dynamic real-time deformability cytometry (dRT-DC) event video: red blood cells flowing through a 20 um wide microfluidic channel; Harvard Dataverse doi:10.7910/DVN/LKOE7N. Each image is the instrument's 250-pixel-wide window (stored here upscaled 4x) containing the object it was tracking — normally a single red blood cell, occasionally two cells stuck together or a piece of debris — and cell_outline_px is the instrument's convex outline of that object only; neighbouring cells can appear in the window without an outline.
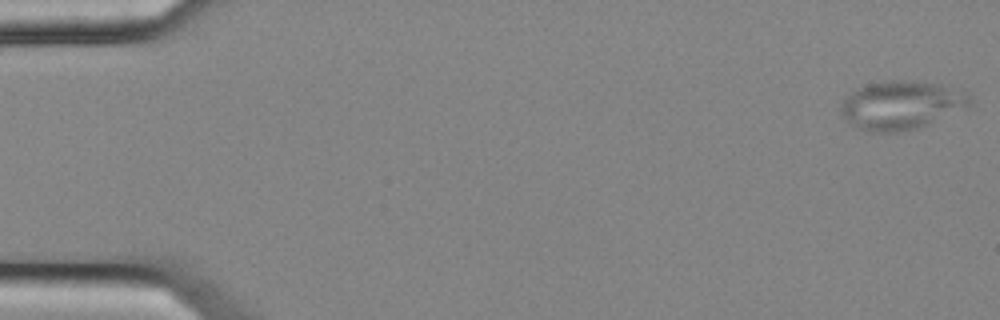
{"species": "common noctule bat (a hibernating species)", "species_latin": "Nyctalus noctula", "temperature_condition": "cold", "stored_images_in_passage": 55, "camera_frame_rate_fps": 3000, "um_per_image_px": 0.085, "animal": {"sex": "female", "body_mass_g": 25.1}, "frame": {"image": 1, "passage_image": 1, "time_ms": 0.0, "image_size_px": [1000, 320], "cell_outline_px": [[972, 104], [920, 128], [900, 132], [868, 132], [856, 128], [844, 116], [840, 108], [844, 100], [852, 92], [868, 84], [884, 80], [912, 80], [940, 84], [968, 92], [972, 100]], "centroid_in_image_um": [76.64, 8.93], "position_along_channel_um": 8.4, "area_um2": 36.41}}
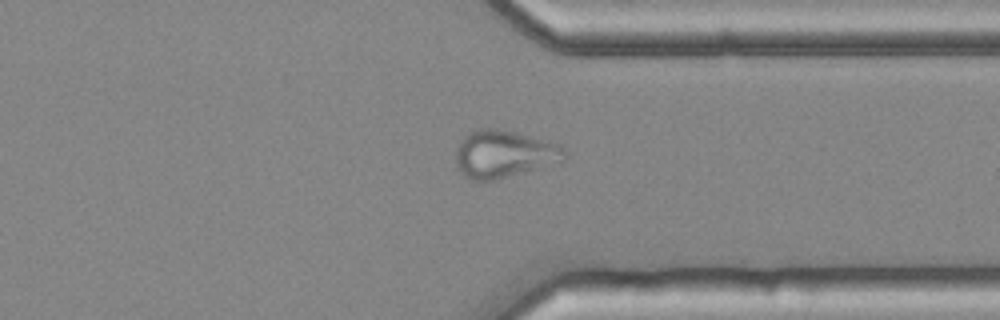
{"frame": {"image": 2, "passage_image": 42, "time_ms": 13.667, "image_size_px": [1000, 320], "cell_outline_px": [[568, 156], [564, 160], [492, 180], [472, 180], [460, 172], [456, 168], [456, 152], [464, 136], [468, 132], [476, 128], [496, 128], [516, 132], [548, 140], [560, 144], [568, 152]], "centroid_in_image_um": [42.84, 13.05], "position_along_channel_um": 368.6, "area_um2": 29.88}}
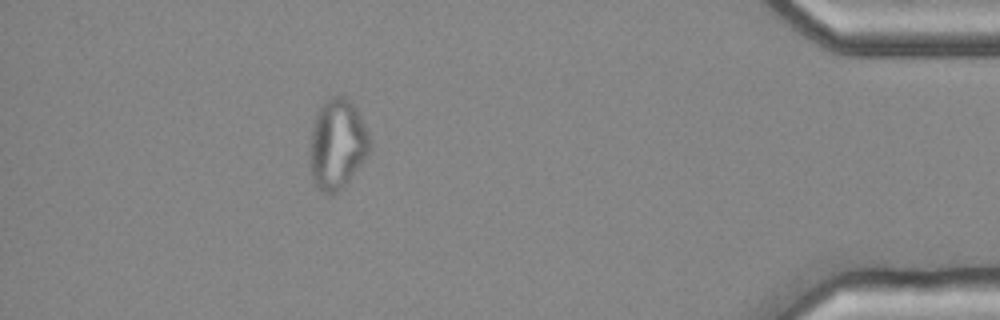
{"frame": {"image": 3, "passage_image": 49, "time_ms": 16.0, "image_size_px": [1000, 320], "cell_outline_px": [[372, 148], [368, 156], [348, 180], [336, 192], [324, 192], [316, 184], [312, 176], [308, 160], [312, 128], [316, 112], [328, 96], [344, 96], [352, 100], [368, 132], [372, 144]], "centroid_in_image_um": [28.67, 12.19], "position_along_channel_um": 406.5, "area_um2": 31.56}}